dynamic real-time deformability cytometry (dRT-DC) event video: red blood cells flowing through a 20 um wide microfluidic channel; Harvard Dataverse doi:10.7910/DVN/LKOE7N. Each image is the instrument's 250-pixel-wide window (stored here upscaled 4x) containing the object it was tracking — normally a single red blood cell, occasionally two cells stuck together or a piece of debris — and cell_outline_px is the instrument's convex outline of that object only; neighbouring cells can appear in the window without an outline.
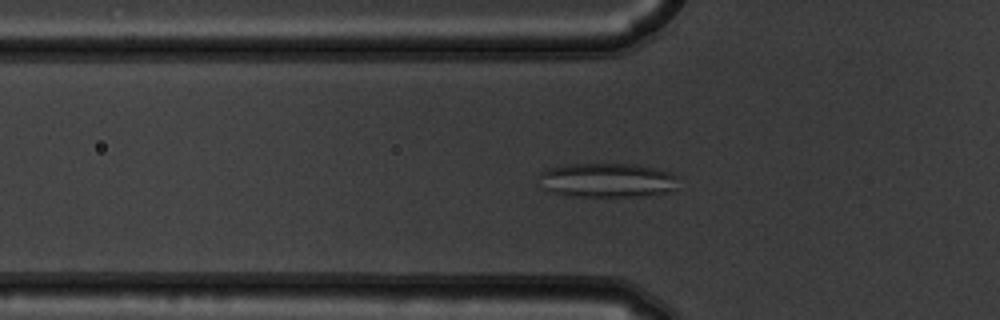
{"species": "common noctule bat (a hibernating species)", "species_latin": "Nyctalus noctula", "temperature_condition": "warm", "stored_images_in_passage": 52, "camera_frame_rate_fps": 3000, "um_per_image_px": 0.085, "animal": {"sex": "male", "body_mass_g": 19.5, "forearm_length_mm": 54.6}, "frame": {"image": 1, "passage_image": 15, "time_ms": 4.667, "image_size_px": [1000, 320], "cell_outline_px": [[680, 176], [676, 188], [672, 192], [648, 196], [572, 196], [552, 192], [544, 188], [540, 176], [540, 172], [548, 168], [568, 164], [636, 164], [656, 168], [672, 172]], "centroid_in_image_um": [51.72, 15.32], "position_along_channel_um": 74.1, "area_um2": 28.21}}
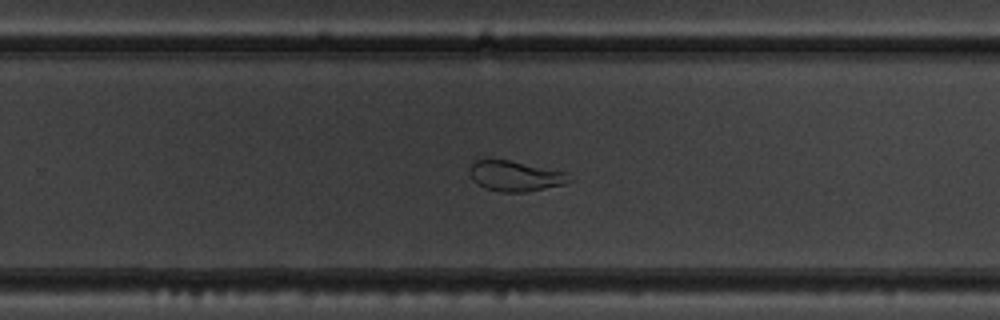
{"frame": {"image": 2, "passage_image": 32, "time_ms": 10.333, "image_size_px": [1000, 320], "cell_outline_px": [[572, 180], [564, 184], [528, 192], [500, 192], [484, 188], [476, 184], [472, 180], [468, 172], [468, 168], [472, 160], [508, 160], [568, 172]], "centroid_in_image_um": [43.76, 14.97], "position_along_channel_um": 286.0, "area_um2": 17.92}}
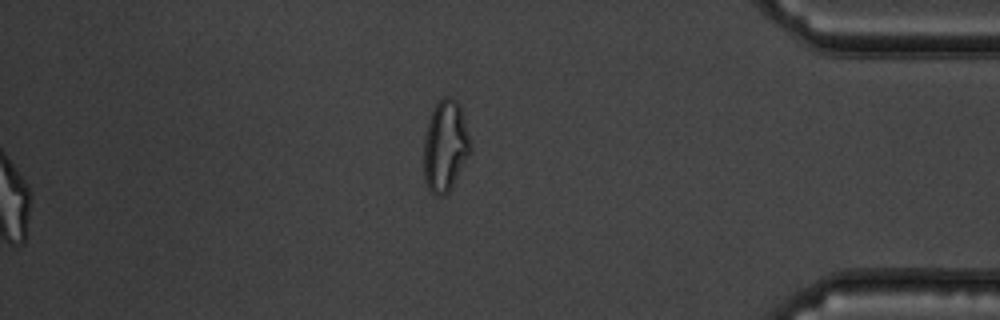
{"frame": {"image": 3, "passage_image": 52, "time_ms": 17.0, "image_size_px": [1000, 320], "cell_outline_px": [[472, 152], [448, 192], [440, 196], [436, 196], [428, 188], [424, 180], [424, 140], [428, 120], [436, 104], [444, 96], [452, 96], [460, 104], [472, 144]], "centroid_in_image_um": [37.87, 12.39], "position_along_channel_um": 397.3, "area_um2": 25.03}, "authors_computed_cell_mechanics": {"area_um2": 25.5476, "velocity_mm_per_s": 3.7335, "shape_relaxation_time_tau1_ms": null, "shape_relaxation_time_tau2_ms": 1.4533, "deformation_change_tau1": null, "deformation_change_tau2": 0.0966}}